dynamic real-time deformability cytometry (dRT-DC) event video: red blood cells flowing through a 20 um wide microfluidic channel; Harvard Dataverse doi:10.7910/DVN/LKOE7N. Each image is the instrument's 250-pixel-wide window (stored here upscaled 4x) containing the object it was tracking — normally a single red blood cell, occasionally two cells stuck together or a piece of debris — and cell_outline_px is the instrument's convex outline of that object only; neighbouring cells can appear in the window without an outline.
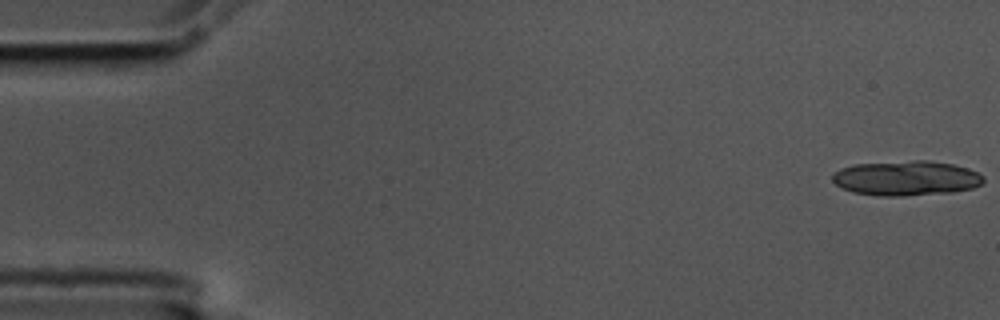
{"species": "common noctule bat (a hibernating species)", "species_latin": "Nyctalus noctula", "temperature_condition": "cold", "stored_images_in_passage": 15, "camera_frame_rate_fps": 3000, "um_per_image_px": 0.085, "animal": {"sex": "male", "body_mass_g": 17.5, "forearm_length_mm": 52.3}, "frame": {"image": 1, "passage_image": 1, "time_ms": 0.0, "image_size_px": [1000, 320], "cell_outline_px": [[984, 180], [980, 184], [972, 188], [952, 192], [904, 196], [880, 196], [852, 192], [836, 184], [832, 180], [832, 176], [840, 168], [856, 164], [916, 160], [928, 160], [952, 164], [968, 168], [984, 176]], "centroid_in_image_um": [77.04, 15.14], "position_along_channel_um": 8.0, "area_um2": 30.58}}